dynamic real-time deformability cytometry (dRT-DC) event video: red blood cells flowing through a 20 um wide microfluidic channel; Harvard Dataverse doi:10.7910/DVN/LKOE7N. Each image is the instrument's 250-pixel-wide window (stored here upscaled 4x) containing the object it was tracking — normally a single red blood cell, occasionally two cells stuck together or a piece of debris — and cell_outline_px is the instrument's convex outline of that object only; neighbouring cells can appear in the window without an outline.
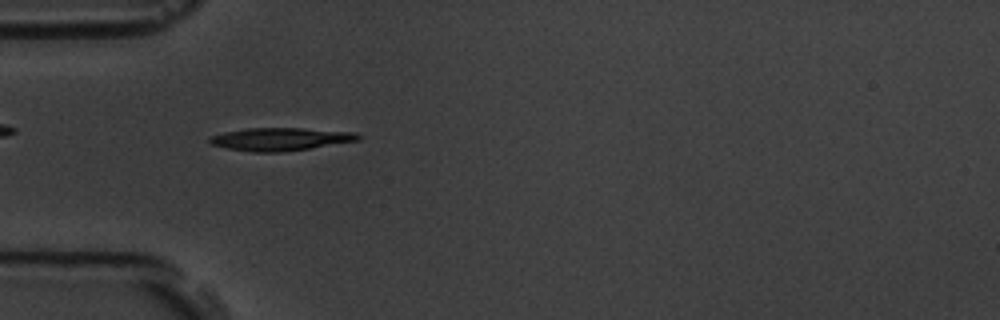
{"species": "common noctule bat (a hibernating species)", "species_latin": "Nyctalus noctula", "temperature_condition": "room temperature", "stored_images_in_passage": 6, "camera_frame_rate_fps": 3000, "um_per_image_px": 0.085, "animal": {"sex": "male", "body_mass_g": 19.5, "forearm_length_mm": 54.6}, "frame": {"image": 1, "passage_image": 5, "time_ms": 4.667, "image_size_px": [1000, 320], "cell_outline_px": [[364, 136], [360, 140], [308, 148], [280, 152], [252, 152], [228, 148], [208, 144], [208, 136], [224, 132], [248, 128], [300, 128], [356, 132]], "centroid_in_image_um": [23.82, 11.82], "position_along_channel_um": 61.2, "area_um2": 19.83}}
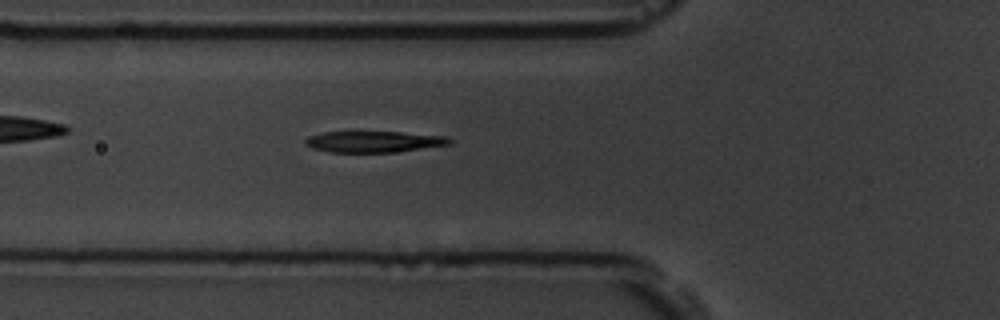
{"frame": {"image": 2, "passage_image": 6, "time_ms": 5.667, "image_size_px": [1000, 320], "cell_outline_px": [[452, 140], [448, 144], [392, 152], [332, 152], [312, 148], [304, 144], [304, 140], [308, 136], [324, 132], [400, 132], [448, 136]], "centroid_in_image_um": [31.72, 12.03], "position_along_channel_um": 94.1, "area_um2": 17.57}}